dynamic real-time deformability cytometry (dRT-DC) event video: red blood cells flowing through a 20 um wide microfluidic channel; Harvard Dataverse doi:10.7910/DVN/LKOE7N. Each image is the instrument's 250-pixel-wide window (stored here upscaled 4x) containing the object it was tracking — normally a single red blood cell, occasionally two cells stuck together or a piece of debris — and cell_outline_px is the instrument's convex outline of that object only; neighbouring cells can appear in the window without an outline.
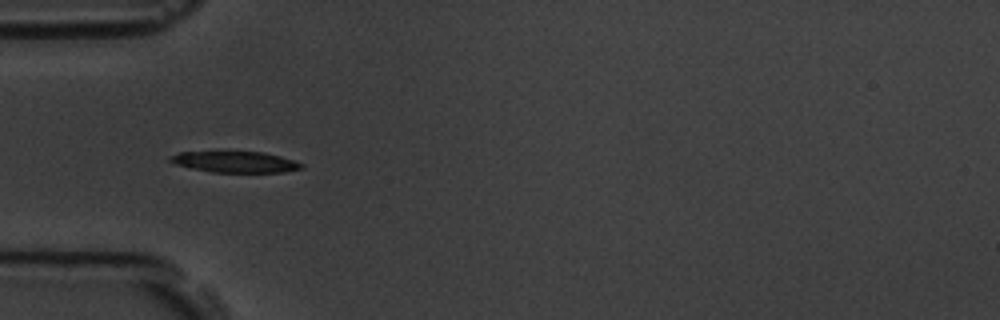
{"species": "common noctule bat (a hibernating species)", "species_latin": "Nyctalus noctula", "temperature_condition": "room temperature", "stored_images_in_passage": 10, "camera_frame_rate_fps": 3000, "um_per_image_px": 0.085, "animal": {"sex": "male", "body_mass_g": 19.5, "forearm_length_mm": 54.6}, "frame": {"image": 1, "passage_image": 5, "time_ms": 4.667, "image_size_px": [1000, 320], "cell_outline_px": [[304, 168], [284, 172], [212, 172], [192, 168], [176, 164], [168, 160], [168, 156], [180, 152], [228, 148], [264, 152], [280, 156], [304, 164]], "centroid_in_image_um": [19.93, 13.7], "position_along_channel_um": 65.1, "area_um2": 17.22}}
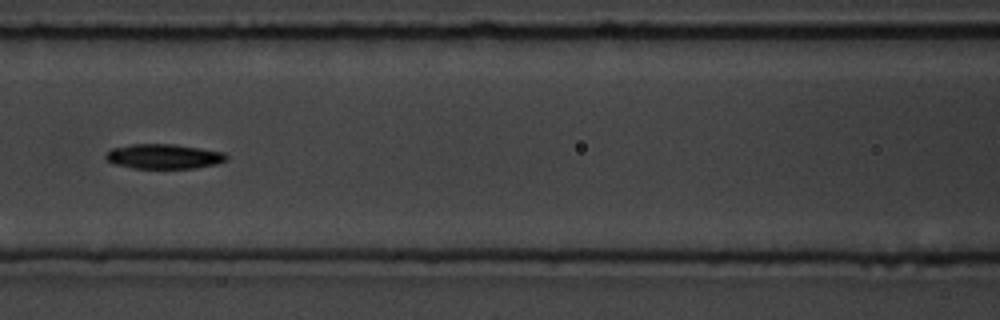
{"frame": {"image": 2, "passage_image": 7, "time_ms": 7.0, "image_size_px": [1000, 320], "cell_outline_px": [[228, 160], [216, 164], [196, 168], [132, 168], [116, 164], [108, 160], [104, 156], [112, 148], [128, 144], [172, 144], [200, 148], [224, 152], [228, 156]], "centroid_in_image_um": [13.95, 13.29], "position_along_channel_um": 152.7, "area_um2": 17.4}}
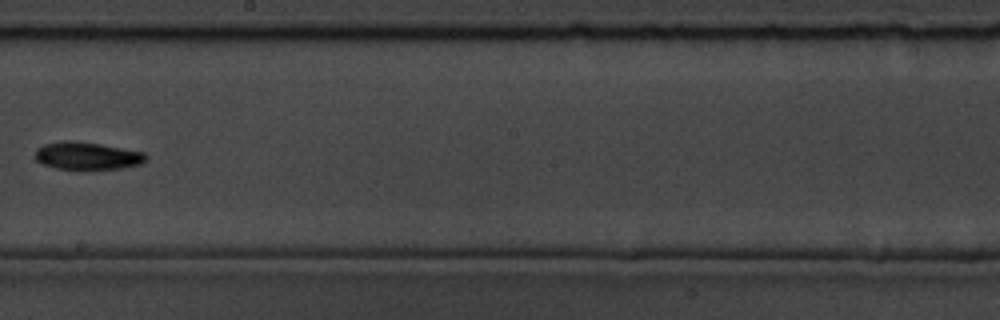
{"frame": {"image": 3, "passage_image": 9, "time_ms": 9.333, "image_size_px": [1000, 320], "cell_outline_px": [[148, 160], [140, 164], [124, 168], [56, 168], [44, 164], [36, 160], [36, 148], [44, 144], [64, 140], [76, 140], [100, 144], [144, 152], [148, 156]], "centroid_in_image_um": [7.44, 13.22], "position_along_channel_um": 240.8, "area_um2": 17.63}}